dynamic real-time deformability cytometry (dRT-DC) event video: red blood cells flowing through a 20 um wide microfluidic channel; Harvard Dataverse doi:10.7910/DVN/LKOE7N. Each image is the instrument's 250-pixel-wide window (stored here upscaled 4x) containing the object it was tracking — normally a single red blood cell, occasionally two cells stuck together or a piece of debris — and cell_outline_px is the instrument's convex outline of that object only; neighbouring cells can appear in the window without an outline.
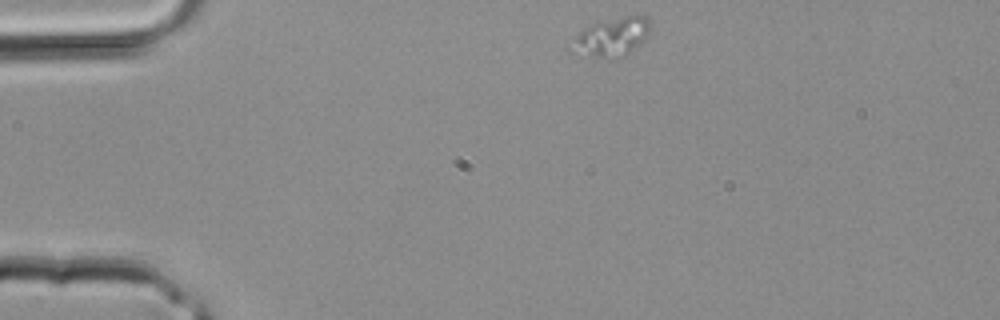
{"species": "common noctule bat (a hibernating species)", "species_latin": "Nyctalus noctula", "temperature_condition": "room temperature", "stored_images_in_passage": 2, "camera_frame_rate_fps": 3000, "um_per_image_px": 0.085, "animal": {"sex": "male", "body_mass_g": 20.4}, "frame": {"image": 1, "passage_image": 1, "time_ms": 0.0, "image_size_px": [1000, 320], "cell_outline_px": [[652, 24], [644, 40], [632, 52], [616, 60], [608, 60], [568, 52], [564, 48], [588, 24], [624, 16], [644, 16]], "centroid_in_image_um": [51.91, 3.21], "position_along_channel_um": 33.1, "area_um2": 18.5}}